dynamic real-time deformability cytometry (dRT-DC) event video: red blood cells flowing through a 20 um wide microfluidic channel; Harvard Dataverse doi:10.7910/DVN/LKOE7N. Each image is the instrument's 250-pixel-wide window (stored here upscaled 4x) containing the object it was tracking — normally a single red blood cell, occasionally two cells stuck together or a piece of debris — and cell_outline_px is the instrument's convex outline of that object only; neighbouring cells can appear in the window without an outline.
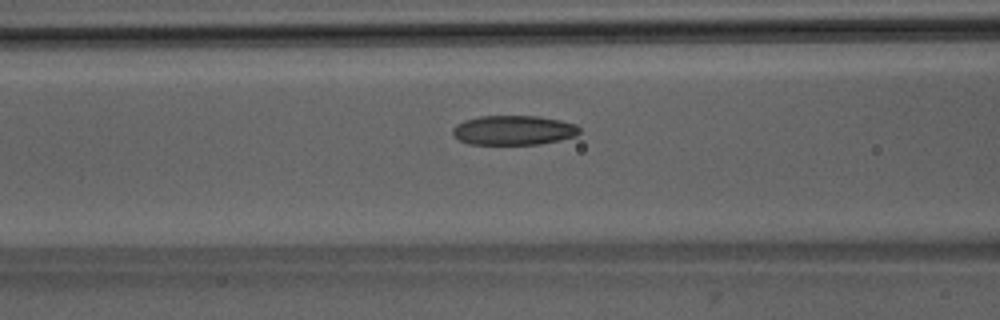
{"species": "Egyptian fruit bat (a non-hibernating species)", "species_latin": "Rousettus aegyptiacus", "temperature_condition": "room temperature", "stored_images_in_passage": 38, "camera_frame_rate_fps": 3000, "um_per_image_px": 0.085, "animal": {"sex": "male"}, "frame": {"image": 1, "passage_image": 8, "time_ms": 2.333, "image_size_px": [1000, 320], "cell_outline_px": [[580, 132], [576, 136], [560, 140], [540, 144], [468, 144], [460, 140], [452, 132], [452, 128], [456, 124], [464, 120], [480, 116], [540, 116], [560, 120], [576, 124], [580, 128]], "centroid_in_image_um": [43.67, 11.06], "position_along_channel_um": 122.9, "area_um2": 21.91}}
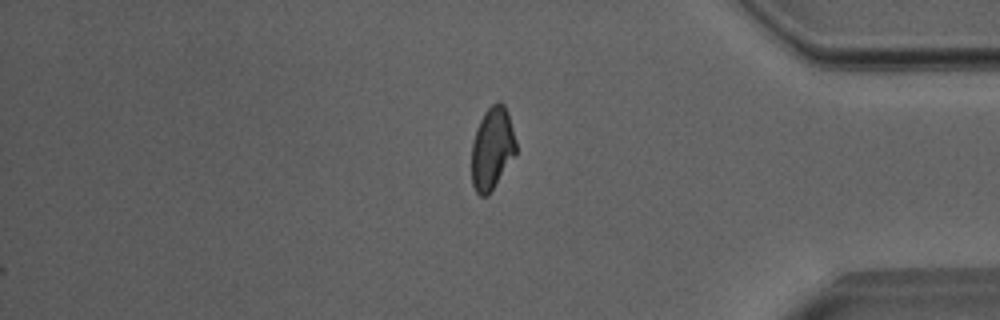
{"frame": {"image": 2, "passage_image": 30, "time_ms": 9.667, "image_size_px": [1000, 320], "cell_outline_px": [[516, 152], [488, 196], [480, 196], [476, 192], [472, 184], [472, 140], [476, 128], [484, 112], [496, 100], [500, 100], [504, 104], [508, 112], [516, 140]], "centroid_in_image_um": [41.82, 12.58], "position_along_channel_um": 393.4, "area_um2": 21.33}}
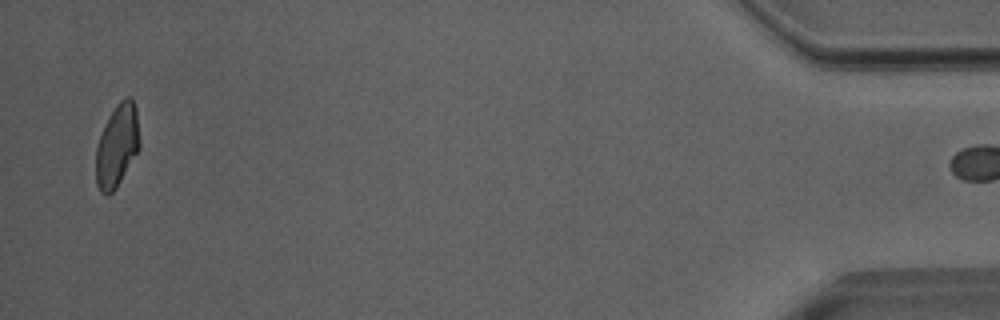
{"frame": {"image": 3, "passage_image": 37, "time_ms": 12.0, "image_size_px": [1000, 320], "cell_outline_px": [[140, 148], [116, 188], [108, 196], [104, 196], [100, 192], [96, 184], [96, 148], [100, 136], [116, 104], [124, 96], [132, 96], [136, 108], [140, 144]], "centroid_in_image_um": [9.96, 12.4], "position_along_channel_um": 425.2, "area_um2": 21.04}}